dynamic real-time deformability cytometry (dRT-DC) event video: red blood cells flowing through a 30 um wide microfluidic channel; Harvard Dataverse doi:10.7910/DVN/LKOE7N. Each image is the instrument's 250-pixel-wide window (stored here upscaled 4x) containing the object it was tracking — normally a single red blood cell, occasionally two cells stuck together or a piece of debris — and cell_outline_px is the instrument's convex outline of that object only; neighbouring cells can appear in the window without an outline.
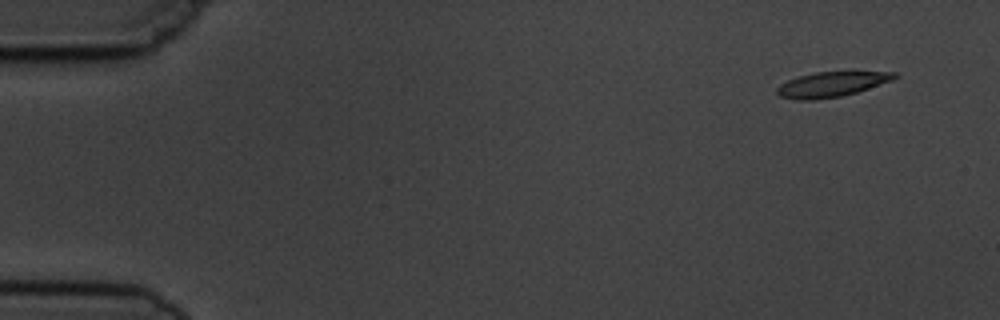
{"species": "common noctule bat (a hibernating species)", "species_latin": "Nyctalus noctula", "temperature_condition": "cold", "stored_images_in_passage": 8, "camera_frame_rate_fps": 3000, "um_per_image_px": 0.085, "animal": {"sex": "male", "body_mass_g": 19.5, "forearm_length_mm": 54.6}, "frame": {"image": 1, "passage_image": 1, "time_ms": 0.0, "image_size_px": [1000, 320], "cell_outline_px": [[900, 76], [892, 80], [856, 92], [840, 96], [812, 100], [796, 100], [780, 96], [776, 92], [776, 88], [780, 84], [788, 80], [800, 76], [816, 72], [896, 72]], "centroid_in_image_um": [70.66, 7.17], "position_along_channel_um": 14.3, "area_um2": 16.88}}
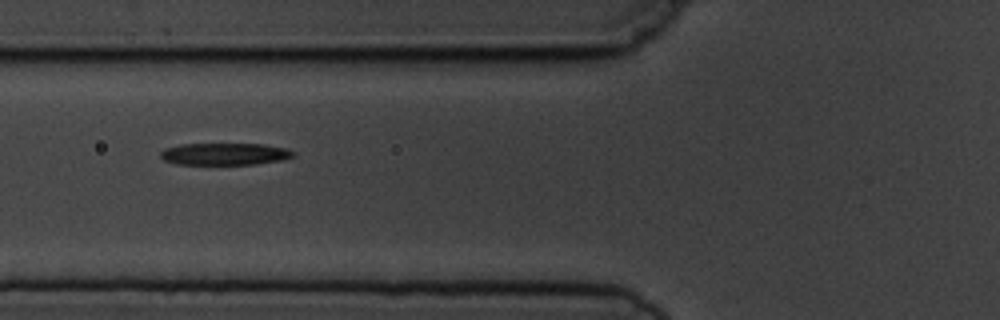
{"frame": {"image": 2, "passage_image": 6, "time_ms": 5.667, "image_size_px": [1000, 320], "cell_outline_px": [[296, 156], [284, 160], [256, 164], [176, 164], [164, 160], [160, 156], [160, 152], [164, 148], [180, 144], [264, 144], [288, 148], [296, 152]], "centroid_in_image_um": [19.16, 13.08], "position_along_channel_um": 106.6, "area_um2": 17.28}}
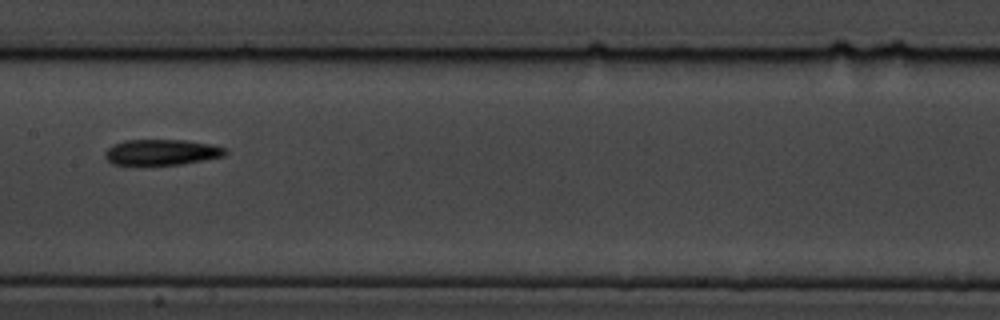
{"frame": {"image": 3, "passage_image": 8, "time_ms": 8.0, "image_size_px": [1000, 320], "cell_outline_px": [[228, 152], [224, 156], [204, 160], [180, 164], [112, 164], [104, 156], [104, 152], [112, 144], [124, 140], [184, 140], [212, 144], [224, 148]], "centroid_in_image_um": [13.73, 12.92], "position_along_channel_um": 193.7, "area_um2": 17.92}}